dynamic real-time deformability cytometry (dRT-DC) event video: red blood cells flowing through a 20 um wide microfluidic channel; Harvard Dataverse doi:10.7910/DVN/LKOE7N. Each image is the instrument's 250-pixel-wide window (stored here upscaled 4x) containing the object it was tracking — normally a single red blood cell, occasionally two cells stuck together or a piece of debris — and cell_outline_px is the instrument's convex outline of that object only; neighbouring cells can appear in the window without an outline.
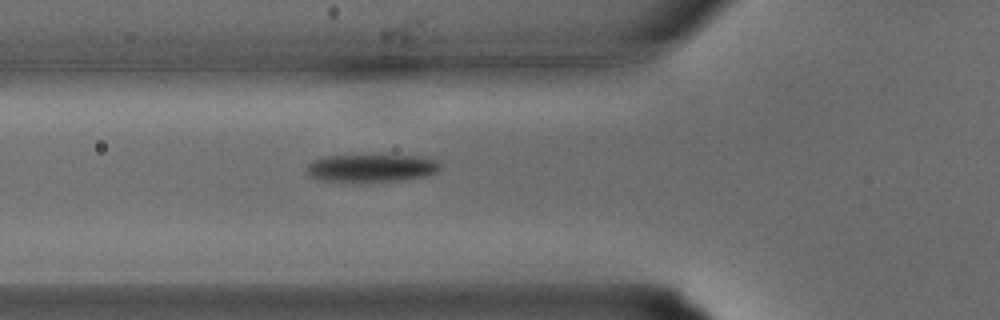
{"species": "common noctule bat (a hibernating species)", "species_latin": "Nyctalus noctula", "temperature_condition": "warm", "stored_images_in_passage": 26, "camera_frame_rate_fps": 3000, "um_per_image_px": 0.085, "animal": {"sex": "male", "body_mass_g": 15.6}, "frame": {"image": 1, "passage_image": 6, "time_ms": 1.667, "image_size_px": [1000, 320], "cell_outline_px": [[440, 168], [436, 172], [428, 176], [408, 180], [320, 180], [308, 176], [308, 164], [312, 160], [324, 156], [416, 156], [436, 160], [440, 164]], "centroid_in_image_um": [31.6, 14.27], "position_along_channel_um": 94.2, "area_um2": 20.98}}
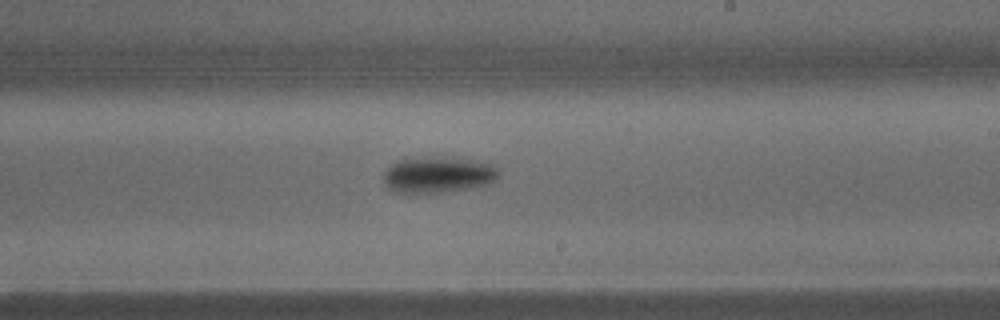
{"frame": {"image": 2, "passage_image": 14, "time_ms": 4.333, "image_size_px": [1000, 320], "cell_outline_px": [[500, 176], [492, 184], [476, 188], [444, 192], [396, 192], [388, 188], [384, 180], [384, 172], [396, 160], [456, 156], [476, 160], [492, 164], [500, 168]], "centroid_in_image_um": [37.36, 14.85], "position_along_channel_um": 251.6, "area_um2": 24.68}}
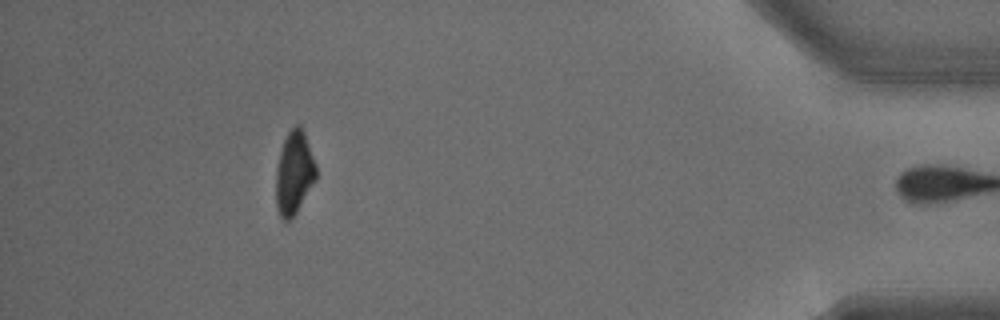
{"frame": {"image": 3, "passage_image": 25, "time_ms": 8.0, "image_size_px": [1000, 320], "cell_outline_px": [[316, 180], [296, 212], [288, 220], [284, 220], [280, 216], [276, 208], [276, 168], [280, 152], [284, 140], [288, 132], [296, 124], [300, 124], [304, 132], [316, 164]], "centroid_in_image_um": [25.0, 14.68], "position_along_channel_um": 410.2, "area_um2": 19.31}}